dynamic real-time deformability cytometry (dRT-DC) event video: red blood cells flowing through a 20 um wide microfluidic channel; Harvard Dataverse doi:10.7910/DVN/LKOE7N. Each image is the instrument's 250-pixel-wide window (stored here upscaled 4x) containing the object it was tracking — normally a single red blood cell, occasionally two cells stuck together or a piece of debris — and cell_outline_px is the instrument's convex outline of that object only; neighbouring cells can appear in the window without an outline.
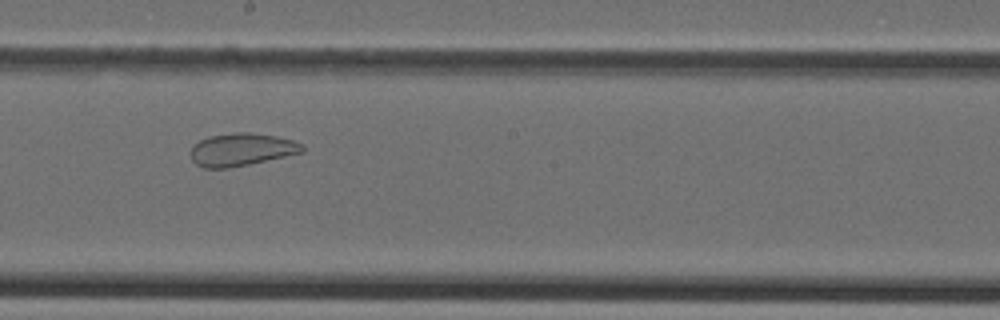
{"species": "Egyptian fruit bat (a non-hibernating species)", "species_latin": "Rousettus aegyptiacus", "temperature_condition": "cold", "stored_images_in_passage": 46, "camera_frame_rate_fps": 3000, "um_per_image_px": 0.085, "animal": {"sex": "female"}, "frame": {"image": 1, "passage_image": 26, "time_ms": 8.333, "image_size_px": [1000, 320], "cell_outline_px": [[304, 152], [248, 164], [228, 168], [204, 168], [196, 164], [192, 160], [192, 144], [208, 136], [232, 132], [248, 132], [276, 136], [292, 140], [304, 144]], "centroid_in_image_um": [20.52, 12.7], "position_along_channel_um": 227.7, "area_um2": 21.27}}
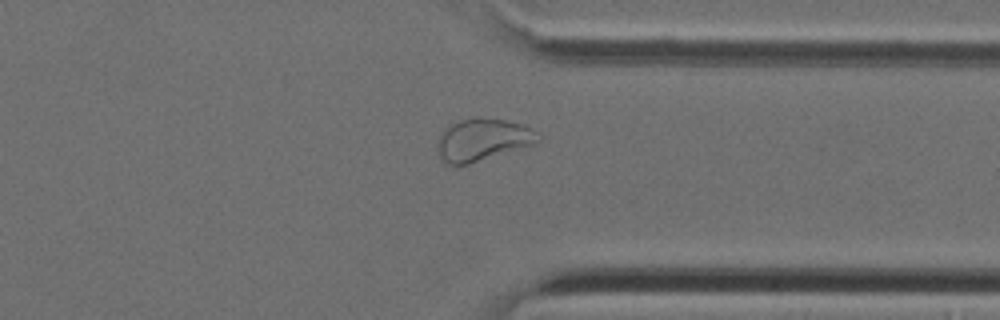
{"frame": {"image": 2, "passage_image": 36, "time_ms": 11.667, "image_size_px": [1000, 320], "cell_outline_px": [[544, 136], [536, 144], [468, 164], [448, 164], [440, 156], [436, 148], [436, 144], [440, 132], [452, 124], [460, 120], [504, 120], [524, 124], [532, 128]], "centroid_in_image_um": [41.08, 11.9], "position_along_channel_um": 370.3, "area_um2": 24.45}}
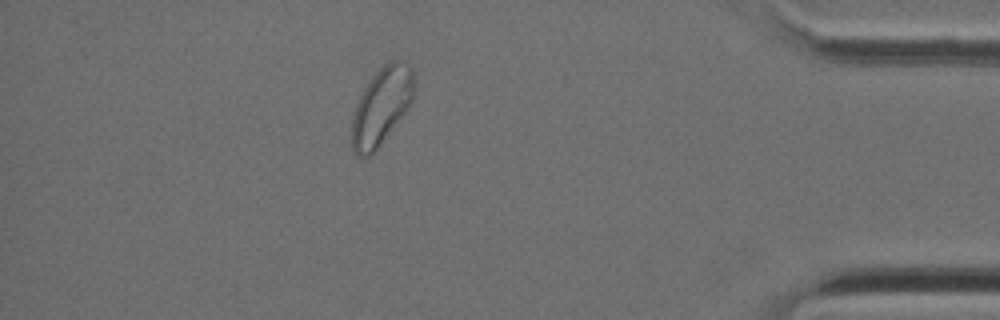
{"frame": {"image": 3, "passage_image": 41, "time_ms": 13.333, "image_size_px": [1000, 320], "cell_outline_px": [[412, 100], [408, 108], [372, 156], [360, 160], [356, 156], [352, 148], [348, 136], [352, 116], [356, 104], [364, 88], [372, 76], [388, 60], [400, 60], [408, 64], [412, 68]], "centroid_in_image_um": [32.34, 9.12], "position_along_channel_um": 402.9, "area_um2": 28.44}}